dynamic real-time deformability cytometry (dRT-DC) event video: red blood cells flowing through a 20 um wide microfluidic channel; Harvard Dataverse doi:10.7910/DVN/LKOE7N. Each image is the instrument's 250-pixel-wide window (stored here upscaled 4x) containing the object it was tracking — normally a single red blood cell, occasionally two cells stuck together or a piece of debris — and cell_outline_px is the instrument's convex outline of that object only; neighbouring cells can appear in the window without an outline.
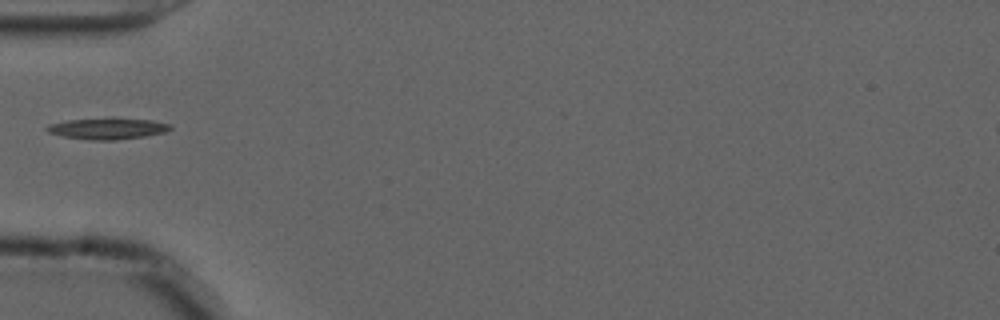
{"species": "common noctule bat (a hibernating species)", "species_latin": "Nyctalus noctula", "temperature_condition": "cold", "stored_images_in_passage": 38, "camera_frame_rate_fps": 3000, "um_per_image_px": 0.085, "animal": {"sex": "male", "forearm_length_mm": 52.5}, "frame": {"image": 1, "passage_image": 1, "time_ms": 0.0, "image_size_px": [1000, 320], "cell_outline_px": [[172, 128], [164, 132], [144, 136], [116, 140], [88, 140], [64, 136], [48, 132], [44, 128], [48, 124], [68, 120], [112, 116], [152, 120], [172, 124]], "centroid_in_image_um": [9.15, 10.89], "position_along_channel_um": 75.9, "area_um2": 15.78}}
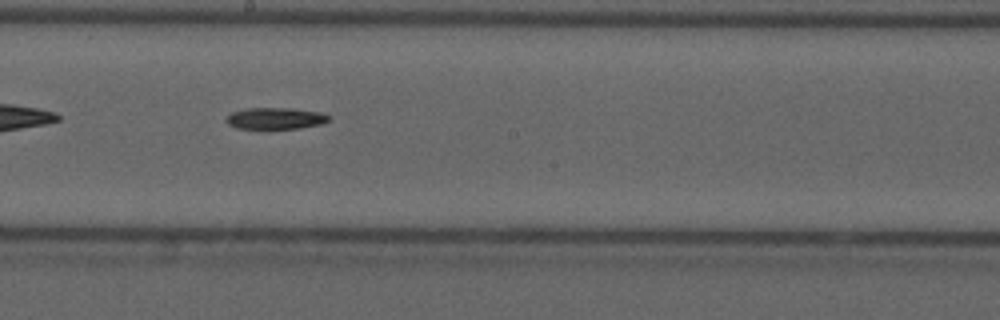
{"frame": {"image": 2, "passage_image": 13, "time_ms": 4.0, "image_size_px": [1000, 320], "cell_outline_px": [[332, 120], [320, 124], [300, 128], [236, 128], [228, 124], [224, 120], [232, 112], [248, 108], [292, 108], [320, 112], [332, 116]], "centroid_in_image_um": [23.45, 10.05], "position_along_channel_um": 224.7, "area_um2": 12.89}}
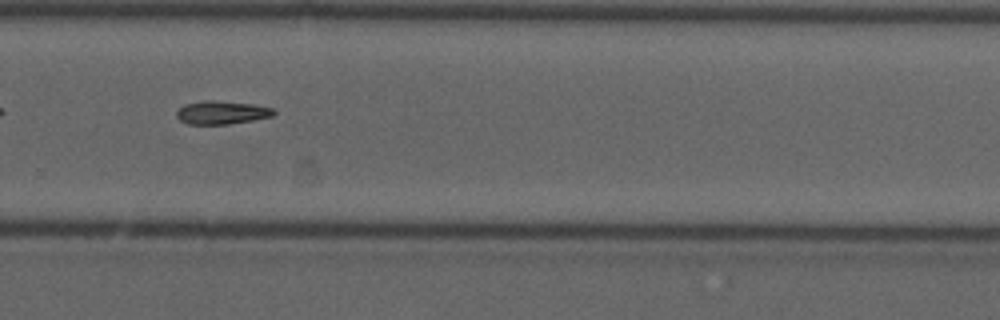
{"frame": {"image": 3, "passage_image": 20, "time_ms": 6.333, "image_size_px": [1000, 320], "cell_outline_px": [[276, 112], [272, 116], [252, 120], [228, 124], [188, 124], [180, 120], [176, 116], [176, 112], [184, 104], [204, 100], [212, 100], [252, 104], [272, 108]], "centroid_in_image_um": [18.82, 9.56], "position_along_channel_um": 311.0, "area_um2": 13.06}}